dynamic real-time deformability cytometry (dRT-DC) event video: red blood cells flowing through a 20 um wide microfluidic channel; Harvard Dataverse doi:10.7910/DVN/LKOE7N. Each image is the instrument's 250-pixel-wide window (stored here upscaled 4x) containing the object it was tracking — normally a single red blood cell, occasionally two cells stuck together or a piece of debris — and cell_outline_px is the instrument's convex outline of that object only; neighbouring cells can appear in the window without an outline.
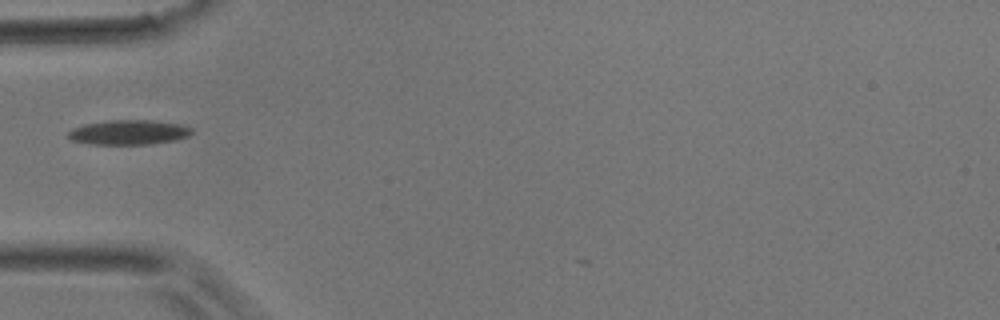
{"species": "common noctule bat (a hibernating species)", "species_latin": "Nyctalus noctula", "temperature_condition": "room temperature", "stored_images_in_passage": 3, "camera_frame_rate_fps": 3000, "um_per_image_px": 0.085, "animal": {"sex": "male", "body_mass_g": 17.9}, "frame": {"image": 1, "passage_image": 1, "time_ms": 0.0, "image_size_px": [1000, 320], "cell_outline_px": [[192, 132], [188, 136], [176, 140], [148, 144], [88, 144], [72, 140], [68, 136], [68, 132], [72, 128], [84, 124], [108, 120], [152, 120], [180, 124], [192, 128]], "centroid_in_image_um": [10.93, 11.24], "position_along_channel_um": 74.1, "area_um2": 17.8}}